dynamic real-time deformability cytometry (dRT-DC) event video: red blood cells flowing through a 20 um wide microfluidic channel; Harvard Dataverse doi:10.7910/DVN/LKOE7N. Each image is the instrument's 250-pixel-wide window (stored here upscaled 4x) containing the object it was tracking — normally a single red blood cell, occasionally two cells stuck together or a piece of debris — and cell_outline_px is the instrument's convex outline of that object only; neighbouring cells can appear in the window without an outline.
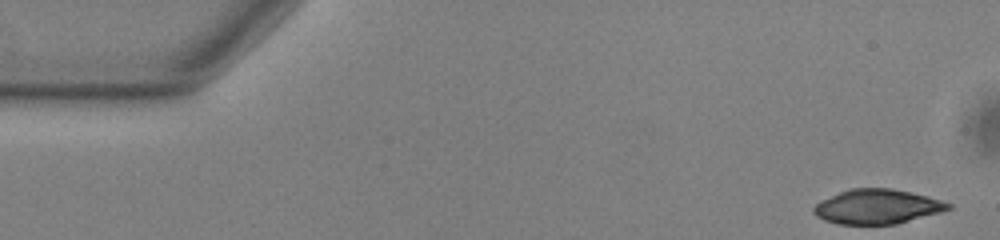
{"species": "common noctule bat (a hibernating species)", "species_latin": "Nyctalus noctula", "temperature_condition": "warm", "stored_images_in_passage": 52, "camera_frame_rate_fps": 3000, "um_per_image_px": 0.085, "animal": {"sex": "male", "body_mass_g": 13.0, "forearm_length_mm": 53.1}, "frame": {"image": 1, "passage_image": 1, "time_ms": 0.0, "image_size_px": [1000, 240], "cell_outline_px": [[952, 208], [940, 212], [896, 224], [836, 224], [824, 220], [816, 216], [812, 212], [812, 208], [820, 200], [848, 188], [892, 188], [928, 196], [952, 204]], "centroid_in_image_um": [74.52, 17.56], "position_along_channel_um": 10.5, "area_um2": 27.22}}
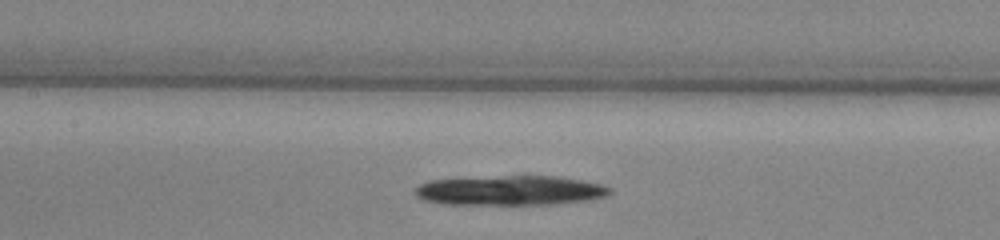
{"frame": {"image": 2, "passage_image": 23, "time_ms": 7.333, "image_size_px": [1000, 240], "cell_outline_px": [[612, 192], [604, 196], [588, 200], [552, 204], [440, 204], [424, 200], [416, 196], [412, 192], [412, 188], [428, 180], [508, 176], [556, 176], [604, 184], [612, 188]], "centroid_in_image_um": [43.33, 16.19], "position_along_channel_um": 164.1, "area_um2": 33.76}}
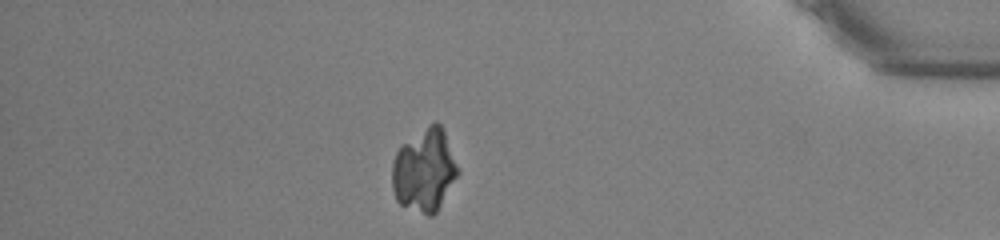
{"frame": {"image": 3, "passage_image": 45, "time_ms": 14.667, "image_size_px": [1000, 240], "cell_outline_px": [[460, 172], [436, 212], [432, 216], [428, 216], [400, 204], [396, 200], [392, 188], [392, 164], [396, 152], [400, 144], [428, 124], [436, 120], [440, 124], [444, 132]], "centroid_in_image_um": [36.05, 14.46], "position_along_channel_um": 399.1, "area_um2": 31.85}}